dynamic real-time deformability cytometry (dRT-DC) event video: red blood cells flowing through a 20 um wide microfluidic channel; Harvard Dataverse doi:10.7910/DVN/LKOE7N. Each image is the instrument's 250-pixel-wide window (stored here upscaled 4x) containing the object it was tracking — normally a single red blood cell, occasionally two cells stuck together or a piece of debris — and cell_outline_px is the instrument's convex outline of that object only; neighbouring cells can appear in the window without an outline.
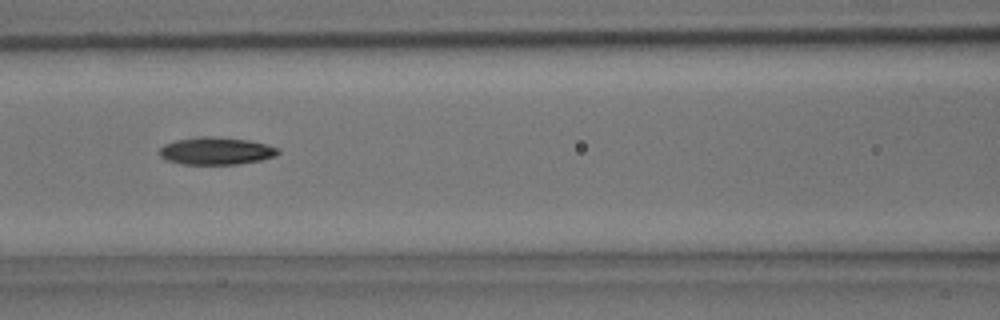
{"species": "common noctule bat (a hibernating species)", "species_latin": "Nyctalus noctula", "temperature_condition": "room temperature", "stored_images_in_passage": 6, "camera_frame_rate_fps": 3000, "um_per_image_px": 0.085, "animal": {"sex": "male", "body_mass_g": 15.6}, "frame": {"image": 1, "passage_image": 6, "time_ms": 1.667, "image_size_px": [1000, 320], "cell_outline_px": [[280, 152], [276, 156], [260, 160], [236, 164], [180, 164], [168, 160], [160, 156], [160, 148], [164, 144], [176, 140], [200, 136], [212, 136], [248, 140], [268, 144], [280, 148]], "centroid_in_image_um": [18.4, 12.82], "position_along_channel_um": 148.2, "area_um2": 19.02}}